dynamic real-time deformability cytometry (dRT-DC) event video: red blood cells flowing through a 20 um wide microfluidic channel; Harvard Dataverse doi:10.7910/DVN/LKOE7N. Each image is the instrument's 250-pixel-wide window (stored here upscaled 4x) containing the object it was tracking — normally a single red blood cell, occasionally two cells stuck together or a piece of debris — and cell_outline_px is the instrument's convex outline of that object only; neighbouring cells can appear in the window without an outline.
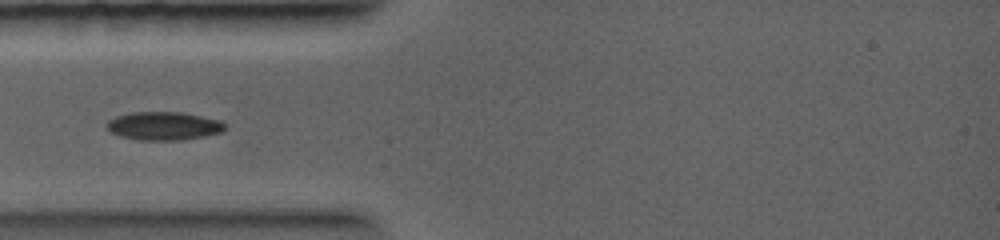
{"species": "common noctule bat (a hibernating species)", "species_latin": "Nyctalus noctula", "temperature_condition": "warm", "stored_images_in_passage": 25, "camera_frame_rate_fps": 5000, "um_per_image_px": 0.085, "animal": {"sex": "female", "body_mass_g": 19.0, "forearm_length_mm": 56.7}, "frame": {"image": 1, "passage_image": 4, "time_ms": 1.0, "image_size_px": [1000, 240], "cell_outline_px": [[224, 128], [220, 132], [204, 136], [184, 140], [136, 140], [120, 136], [108, 132], [104, 124], [108, 120], [116, 116], [132, 112], [184, 112], [220, 120], [224, 124]], "centroid_in_image_um": [13.84, 10.7], "position_along_channel_um": 71.2, "area_um2": 19.71}}